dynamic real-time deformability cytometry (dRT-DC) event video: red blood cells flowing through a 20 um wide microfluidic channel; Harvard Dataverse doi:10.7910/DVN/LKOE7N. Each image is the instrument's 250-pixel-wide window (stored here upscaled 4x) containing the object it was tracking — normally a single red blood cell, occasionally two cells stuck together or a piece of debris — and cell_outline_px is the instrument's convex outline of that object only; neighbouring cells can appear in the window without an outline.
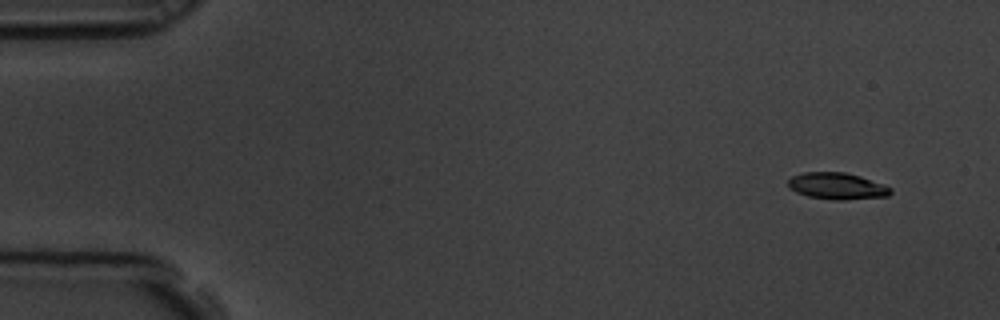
{"species": "common noctule bat (a hibernating species)", "species_latin": "Nyctalus noctula", "temperature_condition": "room temperature", "stored_images_in_passage": 56, "camera_frame_rate_fps": 3000, "um_per_image_px": 0.085, "animal": {"sex": "male", "body_mass_g": 19.5, "forearm_length_mm": 54.6}, "frame": {"image": 1, "passage_image": 1, "time_ms": 0.0, "image_size_px": [1000, 320], "cell_outline_px": [[892, 192], [888, 196], [840, 200], [832, 200], [808, 196], [796, 192], [788, 188], [788, 180], [792, 176], [804, 172], [844, 172], [860, 176], [884, 184], [892, 188]], "centroid_in_image_um": [71.15, 15.81], "position_along_channel_um": 13.9, "area_um2": 15.95}}
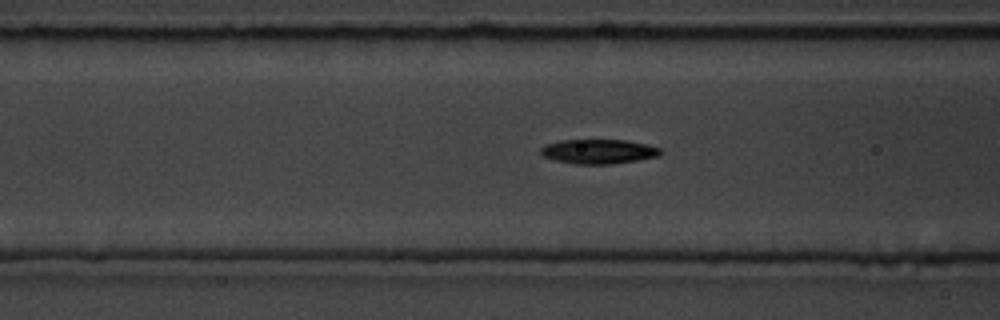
{"frame": {"image": 2, "passage_image": 20, "time_ms": 6.333, "image_size_px": [1000, 320], "cell_outline_px": [[664, 152], [660, 156], [612, 164], [576, 164], [556, 160], [544, 156], [540, 152], [540, 148], [544, 144], [560, 140], [628, 140], [660, 148]], "centroid_in_image_um": [50.88, 12.87], "position_along_channel_um": 115.7, "area_um2": 17.11}}
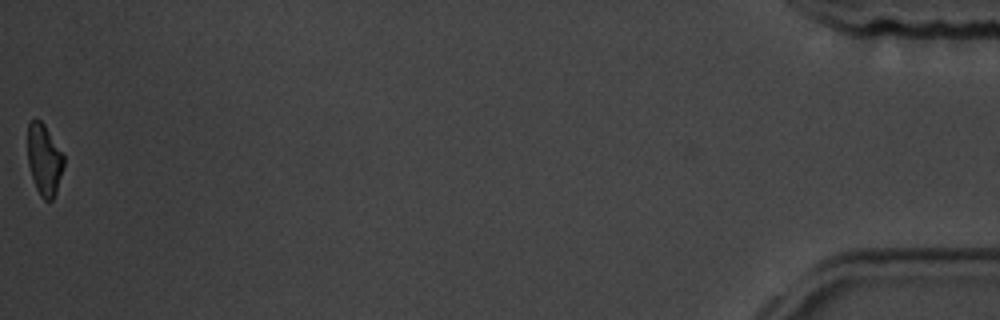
{"frame": {"image": 3, "passage_image": 56, "time_ms": 18.333, "image_size_px": [1000, 320], "cell_outline_px": [[64, 164], [56, 192], [52, 200], [44, 200], [40, 196], [36, 188], [28, 164], [28, 124], [32, 120], [40, 120], [44, 124], [64, 156]], "centroid_in_image_um": [3.75, 13.59], "position_along_channel_um": 431.4, "area_um2": 14.74}, "authors_computed_cell_mechanics": {"area_um2": 16.762, "velocity_mm_per_s": 3.4568, "shape_relaxation_time_tau1_ms": 4.0176, "shape_relaxation_time_tau2_ms": 8.869, "deformation_change_tau1": 0.1329, "deformation_change_tau2": 0.1641}}